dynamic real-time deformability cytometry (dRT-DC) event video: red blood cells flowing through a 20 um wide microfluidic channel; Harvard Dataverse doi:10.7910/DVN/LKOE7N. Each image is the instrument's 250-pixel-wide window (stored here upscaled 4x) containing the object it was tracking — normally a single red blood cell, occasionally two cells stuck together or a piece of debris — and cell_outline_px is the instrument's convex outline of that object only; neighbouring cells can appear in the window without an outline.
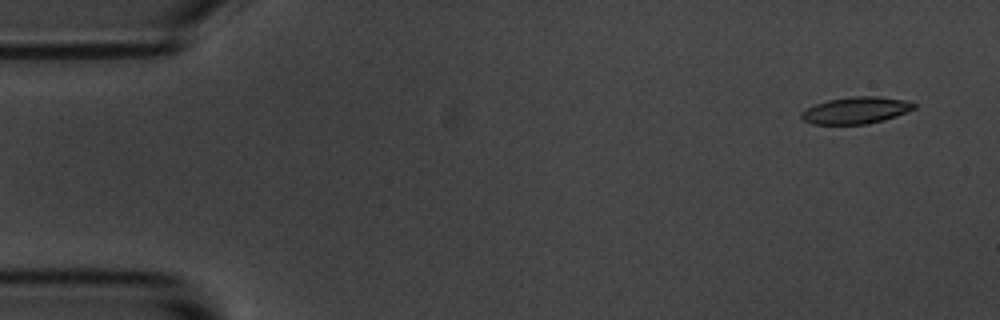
{"species": "common noctule bat (a hibernating species)", "species_latin": "Nyctalus noctula", "temperature_condition": "room temperature", "stored_images_in_passage": 5, "camera_frame_rate_fps": 3000, "um_per_image_px": 0.085, "animal": {"sex": "male", "body_mass_g": 20.1, "forearm_length_mm": 53.5}, "frame": {"image": 1, "passage_image": 1, "time_ms": 0.0, "image_size_px": [1000, 320], "cell_outline_px": [[916, 108], [896, 116], [884, 120], [868, 124], [812, 124], [804, 120], [800, 116], [800, 112], [816, 104], [828, 100], [852, 96], [876, 96], [908, 100], [916, 104]], "centroid_in_image_um": [72.78, 9.37], "position_along_channel_um": 12.2, "area_um2": 17.63}}
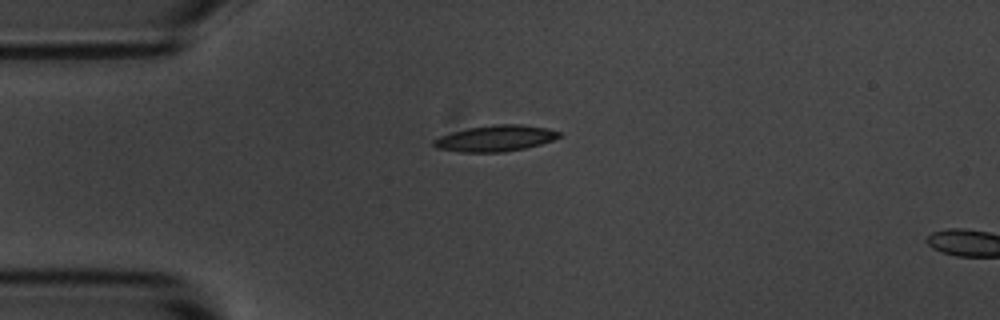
{"frame": {"image": 2, "passage_image": 4, "time_ms": 3.333, "image_size_px": [1000, 320], "cell_outline_px": [[560, 136], [552, 140], [540, 144], [524, 148], [504, 152], [460, 152], [436, 148], [432, 144], [432, 140], [440, 136], [452, 132], [468, 128], [496, 124], [520, 124], [548, 128], [560, 132]], "centroid_in_image_um": [42.08, 11.76], "position_along_channel_um": 42.9, "area_um2": 19.02}}